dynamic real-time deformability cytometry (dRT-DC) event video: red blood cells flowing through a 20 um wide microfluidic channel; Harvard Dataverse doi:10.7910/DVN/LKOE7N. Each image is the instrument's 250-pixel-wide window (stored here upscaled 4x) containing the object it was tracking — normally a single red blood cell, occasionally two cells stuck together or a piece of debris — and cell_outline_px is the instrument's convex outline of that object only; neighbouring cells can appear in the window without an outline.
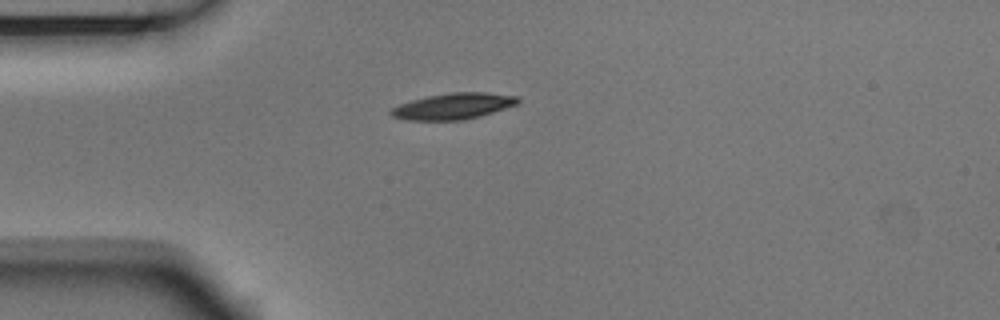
{"species": "Egyptian fruit bat (a non-hibernating species)", "species_latin": "Rousettus aegyptiacus", "temperature_condition": "room temperature", "stored_images_in_passage": 1, "camera_frame_rate_fps": 3000, "um_per_image_px": 0.085, "animal": {"sex": "male"}, "frame": {"image": 1, "passage_image": 1, "time_ms": 0.0, "image_size_px": [1000, 320], "cell_outline_px": [[520, 104], [480, 116], [464, 120], [408, 120], [392, 116], [388, 112], [392, 108], [400, 104], [412, 100], [428, 96], [452, 92], [484, 92], [520, 96]], "centroid_in_image_um": [38.59, 9.02], "position_along_channel_um": 46.4, "area_um2": 19.42}}